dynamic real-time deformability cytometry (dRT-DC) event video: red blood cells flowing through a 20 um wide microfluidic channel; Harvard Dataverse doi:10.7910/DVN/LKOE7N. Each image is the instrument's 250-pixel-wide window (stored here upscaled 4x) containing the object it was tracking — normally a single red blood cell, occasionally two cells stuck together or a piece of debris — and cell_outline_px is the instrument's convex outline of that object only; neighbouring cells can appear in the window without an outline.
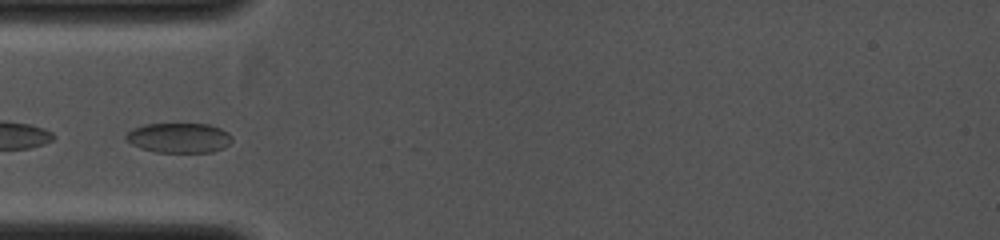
{"species": "common noctule bat (a hibernating species)", "species_latin": "Nyctalus noctula", "temperature_condition": "cold", "stored_images_in_passage": 2, "camera_frame_rate_fps": 4000, "um_per_image_px": 0.085, "animal": {"sex": "female", "body_mass_g": 19.0, "forearm_length_mm": 53.3}, "frame": {"image": 1, "passage_image": 1, "time_ms": 0.0, "image_size_px": [1000, 240], "cell_outline_px": [[232, 140], [228, 144], [212, 152], [156, 152], [140, 148], [132, 144], [124, 136], [132, 128], [144, 124], [208, 124], [220, 128], [228, 132], [232, 136]], "centroid_in_image_um": [15.2, 11.71], "position_along_channel_um": 69.8, "area_um2": 18.38}}